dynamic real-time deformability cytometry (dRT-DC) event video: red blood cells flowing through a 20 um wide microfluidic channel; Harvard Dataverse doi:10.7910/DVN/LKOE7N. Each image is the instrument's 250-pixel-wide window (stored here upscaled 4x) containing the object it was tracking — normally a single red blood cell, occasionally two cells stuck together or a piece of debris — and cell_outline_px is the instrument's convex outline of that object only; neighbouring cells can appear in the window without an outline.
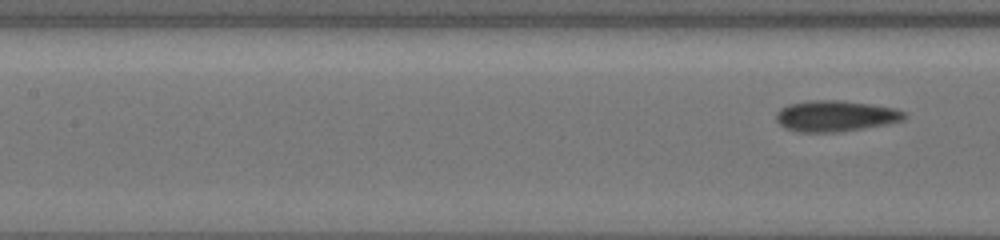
{"species": "common noctule bat (a hibernating species)", "species_latin": "Nyctalus noctula", "temperature_condition": "cold", "stored_images_in_passage": 7, "segment_of_instrument_passage": [2, 2], "camera_frame_rate_fps": 3000, "um_per_image_px": 0.085, "animal": {"sex": "female", "body_mass_g": 19.5, "forearm_length_mm": 54.1}, "frame": {"image": 1, "passage_image": 7, "time_ms": 5.333, "image_size_px": [1000, 240], "cell_outline_px": [[908, 116], [904, 120], [864, 128], [836, 132], [800, 132], [784, 128], [776, 120], [776, 112], [780, 108], [788, 104], [808, 100], [840, 100], [872, 104], [896, 108], [908, 112]], "centroid_in_image_um": [71.03, 9.85], "position_along_channel_um": 136.4, "area_um2": 23.41}}